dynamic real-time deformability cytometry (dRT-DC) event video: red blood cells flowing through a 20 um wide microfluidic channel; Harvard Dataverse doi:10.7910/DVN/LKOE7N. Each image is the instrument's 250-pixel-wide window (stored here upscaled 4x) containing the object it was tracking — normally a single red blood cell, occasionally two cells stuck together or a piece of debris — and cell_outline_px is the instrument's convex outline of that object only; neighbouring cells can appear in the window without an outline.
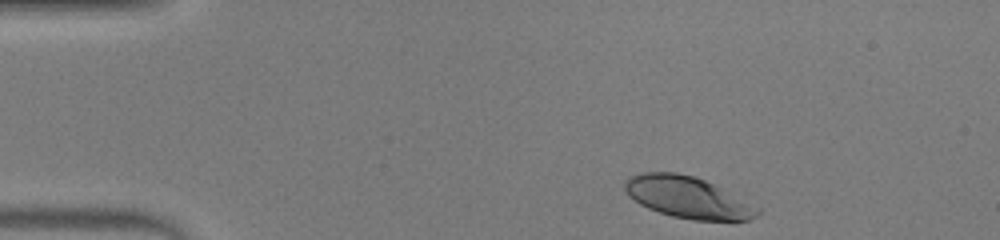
{"species": "human", "species_latin": "Homo sapiens", "temperature_condition": "warm", "stored_images_in_passage": 41, "camera_frame_rate_fps": 3000, "um_per_image_px": 0.085, "donor": {"sex": "male"}, "frame": {"image": 1, "passage_image": 1, "time_ms": 0.0, "image_size_px": [1000, 240], "cell_outline_px": [[760, 212], [756, 216], [748, 220], [692, 220], [672, 216], [648, 208], [640, 204], [628, 196], [624, 188], [624, 184], [628, 176], [644, 172], [676, 172], [692, 176], [704, 180], [760, 208]], "centroid_in_image_um": [58.4, 16.77], "position_along_channel_um": 26.6, "area_um2": 31.73}}
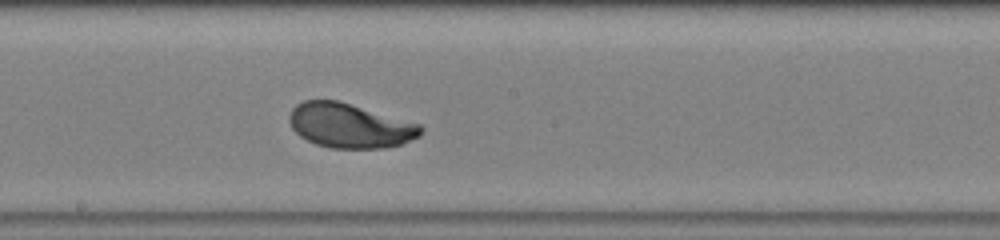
{"frame": {"image": 2, "passage_image": 20, "time_ms": 6.333, "image_size_px": [1000, 240], "cell_outline_px": [[424, 128], [420, 136], [400, 144], [384, 148], [332, 148], [316, 144], [300, 136], [292, 128], [288, 120], [288, 116], [292, 108], [296, 104], [304, 100], [336, 100], [420, 124]], "centroid_in_image_um": [29.71, 10.68], "position_along_channel_um": 218.5, "area_um2": 33.87}}
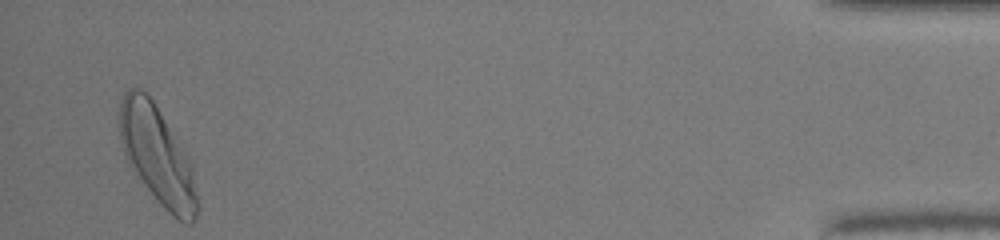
{"frame": {"image": 3, "passage_image": 40, "time_ms": 13.0, "image_size_px": [1000, 240], "cell_outline_px": [[196, 220], [192, 224], [184, 224], [172, 216], [160, 204], [128, 164], [120, 140], [120, 104], [124, 92], [128, 88], [140, 88], [152, 100], [188, 156], [192, 172], [196, 196]], "centroid_in_image_um": [13.35, 13.22], "position_along_channel_um": 421.9, "area_um2": 43.41}, "authors_computed_cell_mechanics": {"area_um2": 33.9864, "velocity_mm_per_s": 4.2479, "shape_relaxation_time_tau1_ms": 2.1159, "shape_relaxation_time_tau2_ms": null, "deformation_change_tau1": 0.1538, "deformation_change_tau2": null}}